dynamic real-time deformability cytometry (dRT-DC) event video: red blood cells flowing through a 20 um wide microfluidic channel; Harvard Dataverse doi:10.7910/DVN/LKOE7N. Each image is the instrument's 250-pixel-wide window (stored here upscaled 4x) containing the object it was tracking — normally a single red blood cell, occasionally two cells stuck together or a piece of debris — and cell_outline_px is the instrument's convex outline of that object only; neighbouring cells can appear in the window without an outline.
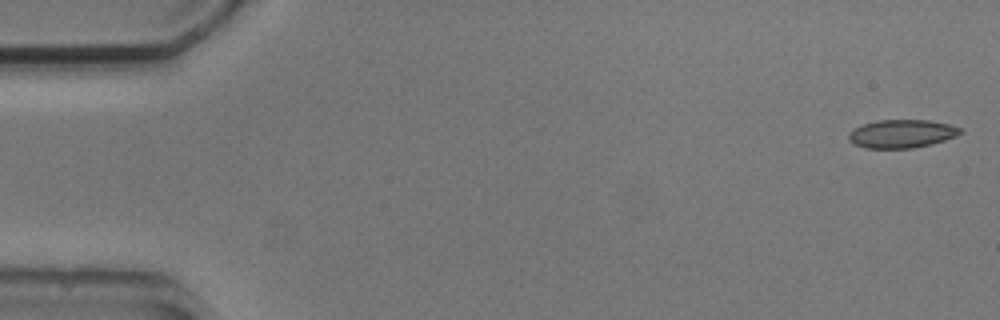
{"species": "common noctule bat (a hibernating species)", "species_latin": "Nyctalus noctula", "temperature_condition": "cold", "stored_images_in_passage": 5, "camera_frame_rate_fps": 3000, "um_per_image_px": 0.085, "animal": {"sex": "male", "body_mass_g": 20.5, "forearm_length_mm": 52.5}, "frame": {"image": 1, "passage_image": 1, "time_ms": 0.0, "image_size_px": [1000, 320], "cell_outline_px": [[964, 132], [956, 136], [932, 144], [912, 148], [864, 148], [848, 140], [848, 132], [864, 124], [876, 120], [928, 120], [948, 124], [964, 128]], "centroid_in_image_um": [76.68, 11.36], "position_along_channel_um": 8.3, "area_um2": 18.44}}
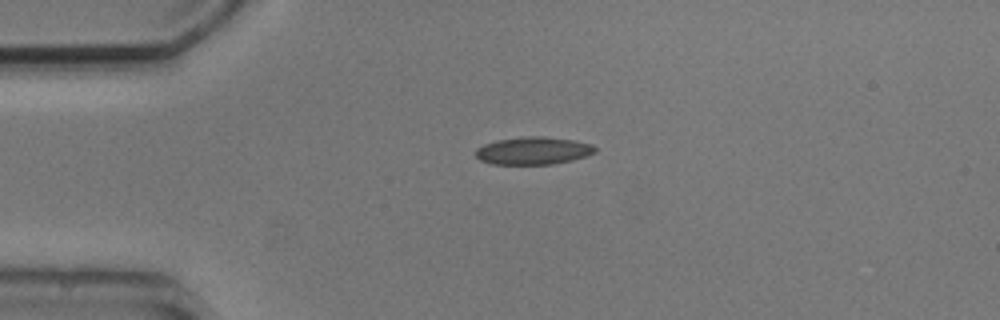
{"frame": {"image": 2, "passage_image": 4, "time_ms": 3.667, "image_size_px": [1000, 320], "cell_outline_px": [[596, 152], [588, 156], [572, 160], [552, 164], [492, 164], [480, 160], [476, 156], [476, 148], [484, 144], [496, 140], [528, 136], [544, 136], [572, 140], [592, 144], [596, 148]], "centroid_in_image_um": [45.33, 12.81], "position_along_channel_um": 39.7, "area_um2": 19.25}}